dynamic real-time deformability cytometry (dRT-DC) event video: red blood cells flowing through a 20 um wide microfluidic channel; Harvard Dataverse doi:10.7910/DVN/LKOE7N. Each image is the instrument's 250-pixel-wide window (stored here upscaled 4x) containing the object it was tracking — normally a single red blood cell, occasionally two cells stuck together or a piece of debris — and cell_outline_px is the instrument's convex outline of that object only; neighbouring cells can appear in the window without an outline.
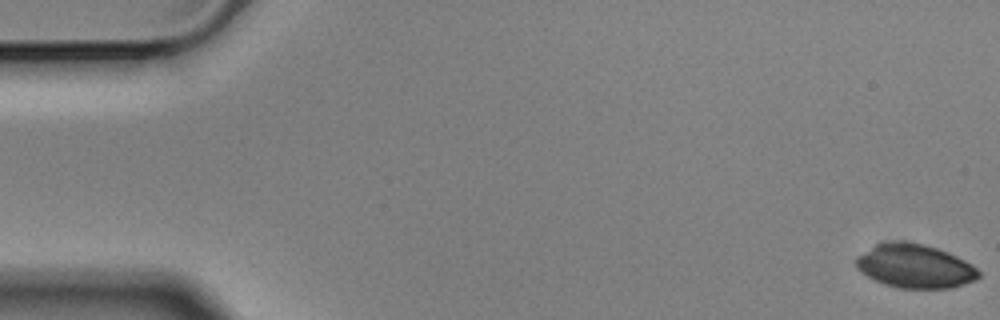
{"species": "Egyptian fruit bat (a non-hibernating species)", "species_latin": "Rousettus aegyptiacus", "temperature_condition": "cold", "stored_images_in_passage": 16, "camera_frame_rate_fps": 3000, "um_per_image_px": 0.085, "animal": {"sex": "male"}, "frame": {"image": 1, "passage_image": 1, "time_ms": 0.0, "image_size_px": [1000, 320], "cell_outline_px": [[980, 276], [976, 280], [952, 288], [900, 288], [884, 284], [860, 272], [856, 268], [856, 256], [876, 244], [896, 240], [904, 240], [936, 248], [948, 252], [972, 264], [980, 272]], "centroid_in_image_um": [77.76, 22.62], "position_along_channel_um": 7.2, "area_um2": 31.27}}